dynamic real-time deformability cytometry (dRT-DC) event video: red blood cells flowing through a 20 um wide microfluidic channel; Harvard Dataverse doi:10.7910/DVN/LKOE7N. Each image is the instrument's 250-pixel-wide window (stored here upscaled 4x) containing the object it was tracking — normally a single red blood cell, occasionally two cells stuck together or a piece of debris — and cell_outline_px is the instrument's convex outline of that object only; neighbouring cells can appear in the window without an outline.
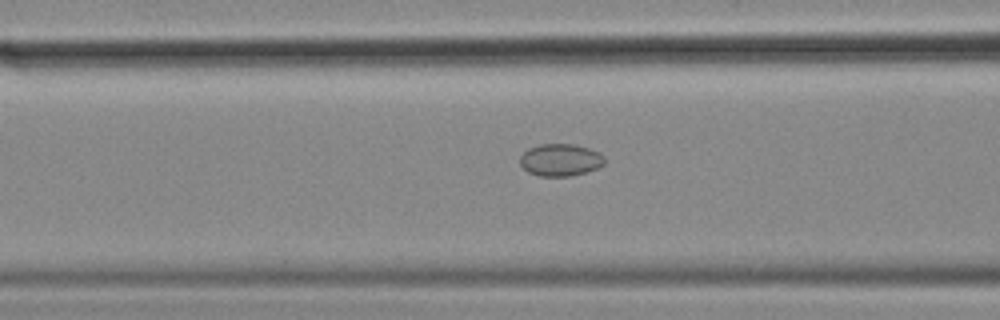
{"species": "common noctule bat (a hibernating species)", "species_latin": "Nyctalus noctula", "temperature_condition": "cold", "stored_images_in_passage": 50, "camera_frame_rate_fps": 3000, "um_per_image_px": 0.085, "animal": {"sex": "female", "body_mass_g": 18.4}, "frame": {"image": 1, "passage_image": 16, "time_ms": 5.0, "image_size_px": [1000, 320], "cell_outline_px": [[604, 164], [596, 168], [584, 172], [568, 176], [540, 176], [528, 172], [520, 164], [520, 156], [528, 148], [540, 144], [572, 144], [588, 148], [600, 152], [604, 156]], "centroid_in_image_um": [47.62, 13.58], "position_along_channel_um": 119.0, "area_um2": 15.78}}
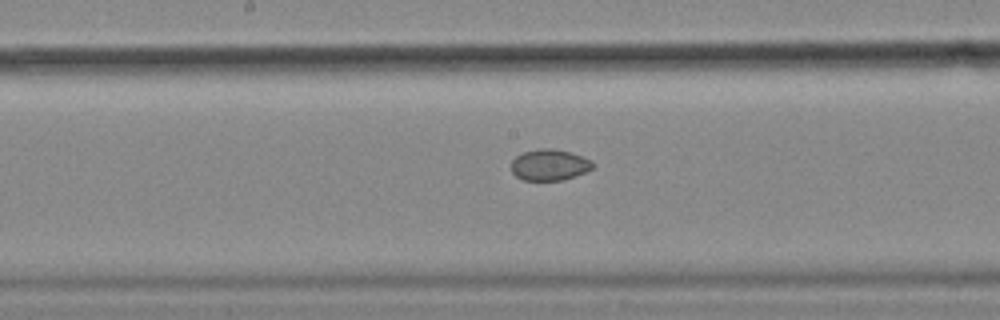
{"frame": {"image": 2, "passage_image": 23, "time_ms": 7.333, "image_size_px": [1000, 320], "cell_outline_px": [[596, 164], [592, 168], [584, 172], [560, 180], [524, 180], [516, 176], [512, 172], [512, 160], [516, 156], [524, 152], [540, 148], [552, 148], [568, 152], [592, 160]], "centroid_in_image_um": [46.69, 14.0], "position_along_channel_um": 201.5, "area_um2": 14.57}}
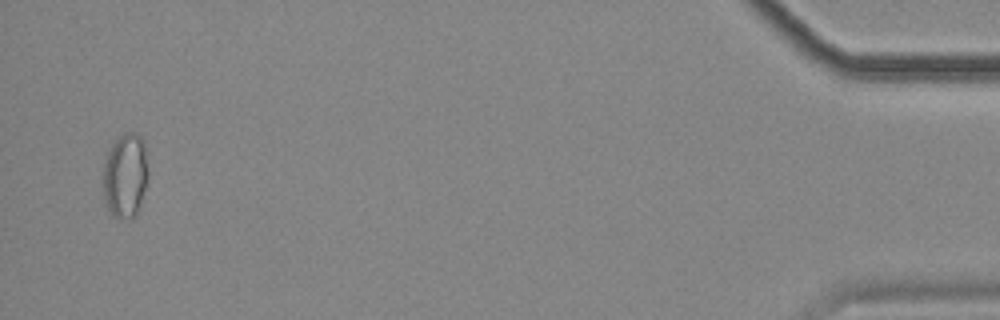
{"frame": {"image": 3, "passage_image": 49, "time_ms": 16.0, "image_size_px": [1000, 320], "cell_outline_px": [[148, 176], [140, 204], [136, 212], [132, 216], [112, 216], [108, 208], [104, 196], [104, 164], [108, 152], [112, 144], [124, 132], [136, 132], [144, 140], [148, 172]], "centroid_in_image_um": [10.67, 14.85], "position_along_channel_um": 424.5, "area_um2": 21.73}, "authors_computed_cell_mechanics": {"area_um2": 16.5308, "velocity_mm_per_s": 3.5375, "shape_relaxation_time_tau1_ms": null, "shape_relaxation_time_tau2_ms": 4.2196, "deformation_change_tau1": null, "deformation_change_tau2": 0.0557}}